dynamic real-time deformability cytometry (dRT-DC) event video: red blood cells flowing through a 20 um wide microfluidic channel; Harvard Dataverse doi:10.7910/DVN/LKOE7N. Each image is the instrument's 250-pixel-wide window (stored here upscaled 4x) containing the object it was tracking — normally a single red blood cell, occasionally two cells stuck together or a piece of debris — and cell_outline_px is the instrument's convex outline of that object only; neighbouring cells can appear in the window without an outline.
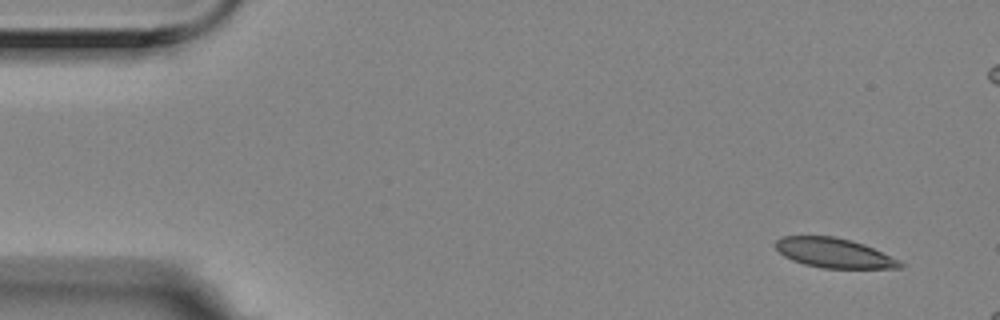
{"species": "Egyptian fruit bat (a non-hibernating species)", "species_latin": "Rousettus aegyptiacus", "temperature_condition": "room temperature", "stored_images_in_passage": 4, "camera_frame_rate_fps": 3000, "um_per_image_px": 0.085, "animal": {"sex": "female"}, "frame": {"image": 1, "passage_image": 1, "time_ms": 0.0, "image_size_px": [1000, 320], "cell_outline_px": [[904, 264], [900, 268], [824, 268], [804, 264], [792, 260], [784, 256], [776, 248], [776, 240], [784, 236], [832, 236], [852, 240], [864, 244], [900, 260]], "centroid_in_image_um": [70.9, 21.5], "position_along_channel_um": 14.1, "area_um2": 21.39}}